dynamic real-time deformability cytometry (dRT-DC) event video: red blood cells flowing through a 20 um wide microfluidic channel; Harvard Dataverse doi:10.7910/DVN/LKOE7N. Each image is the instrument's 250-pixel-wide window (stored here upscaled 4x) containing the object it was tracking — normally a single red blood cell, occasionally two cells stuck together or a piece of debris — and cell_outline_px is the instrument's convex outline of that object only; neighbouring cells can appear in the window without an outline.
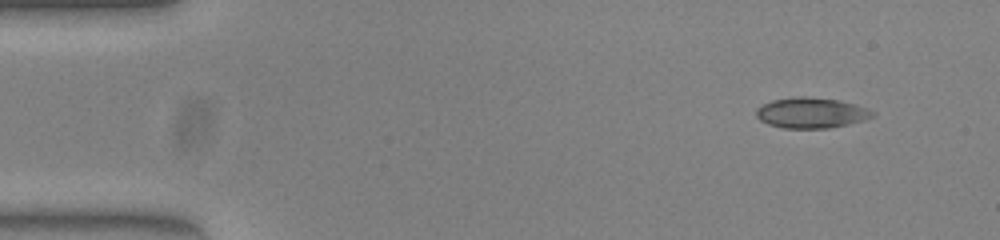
{"species": "common noctule bat (a hibernating species)", "species_latin": "Nyctalus noctula", "temperature_condition": "warm", "stored_images_in_passage": 46, "camera_frame_rate_fps": 3000, "um_per_image_px": 0.085, "animal": {"sex": "female", "body_mass_g": 23.0, "forearm_length_mm": 53.4}, "frame": {"image": 1, "passage_image": 1, "time_ms": 0.0, "image_size_px": [1000, 240], "cell_outline_px": [[876, 116], [864, 120], [848, 124], [828, 128], [784, 128], [768, 124], [760, 120], [756, 116], [756, 108], [760, 104], [772, 100], [796, 96], [804, 96], [840, 100], [856, 104], [868, 108], [876, 112]], "centroid_in_image_um": [68.97, 9.58], "position_along_channel_um": 16.0, "area_um2": 20.98}}
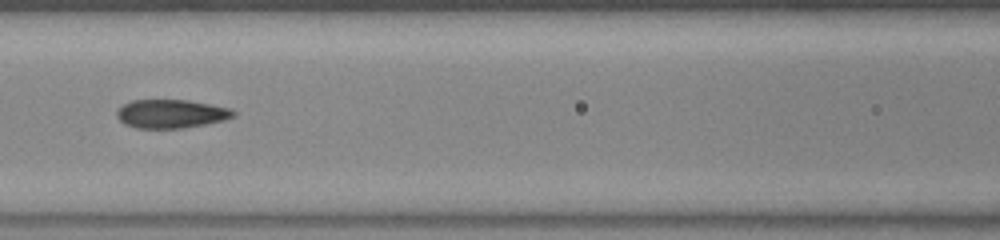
{"frame": {"image": 2, "passage_image": 19, "time_ms": 6.0, "image_size_px": [1000, 240], "cell_outline_px": [[236, 116], [224, 120], [204, 124], [180, 128], [136, 128], [124, 124], [116, 116], [116, 112], [124, 104], [132, 100], [188, 100], [228, 108], [236, 112]], "centroid_in_image_um": [14.52, 9.67], "position_along_channel_um": 152.1, "area_um2": 19.25}}
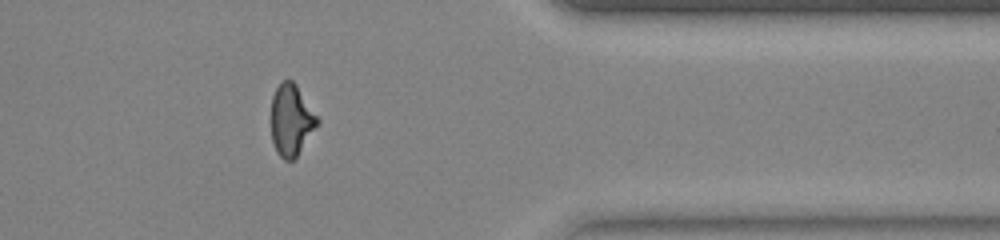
{"frame": {"image": 3, "passage_image": 38, "time_ms": 12.333, "image_size_px": [1000, 240], "cell_outline_px": [[320, 120], [296, 156], [292, 160], [284, 160], [276, 152], [272, 140], [272, 96], [276, 88], [284, 80], [292, 80], [296, 84]], "centroid_in_image_um": [24.75, 10.19], "position_along_channel_um": 386.7, "area_um2": 18.79}, "authors_computed_cell_mechanics": {"area_um2": 19.4497, "velocity_mm_per_s": 3.9914, "shape_relaxation_time_tau1_ms": 6.9806, "shape_relaxation_time_tau2_ms": 1.3215, "deformation_change_tau1": 0.2304, "deformation_change_tau2": 0.0877}}